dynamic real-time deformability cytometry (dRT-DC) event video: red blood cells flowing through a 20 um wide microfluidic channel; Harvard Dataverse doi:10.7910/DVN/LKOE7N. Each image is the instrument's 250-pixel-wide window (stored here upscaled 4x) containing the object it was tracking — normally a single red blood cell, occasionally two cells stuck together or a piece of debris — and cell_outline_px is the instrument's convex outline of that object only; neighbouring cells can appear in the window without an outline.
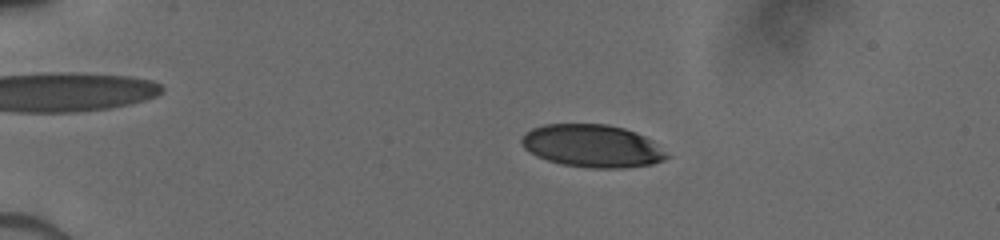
{"species": "human", "species_latin": "Homo sapiens", "temperature_condition": "cold", "stored_images_in_passage": 58, "camera_frame_rate_fps": 3000, "um_per_image_px": 0.085, "donor": {"sex": "male"}, "frame": {"image": 1, "passage_image": 18, "time_ms": 4.0, "image_size_px": [1000, 240], "cell_outline_px": [[672, 156], [664, 160], [652, 164], [624, 168], [588, 168], [560, 164], [536, 156], [524, 148], [520, 144], [520, 140], [524, 132], [532, 128], [544, 124], [608, 124], [624, 128], [636, 132], [652, 140]], "centroid_in_image_um": [50.34, 12.41], "position_along_channel_um": 34.7, "area_um2": 36.53}}
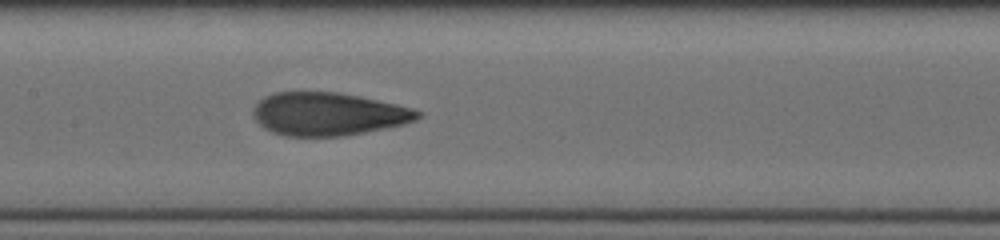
{"frame": {"image": 2, "passage_image": 41, "time_ms": 9.333, "image_size_px": [1000, 240], "cell_outline_px": [[420, 116], [416, 120], [404, 124], [344, 136], [284, 136], [272, 132], [264, 128], [252, 116], [252, 112], [256, 104], [264, 96], [276, 92], [336, 92], [360, 96], [396, 104], [412, 108], [420, 112]], "centroid_in_image_um": [27.87, 9.69], "position_along_channel_um": 179.5, "area_um2": 41.15}}
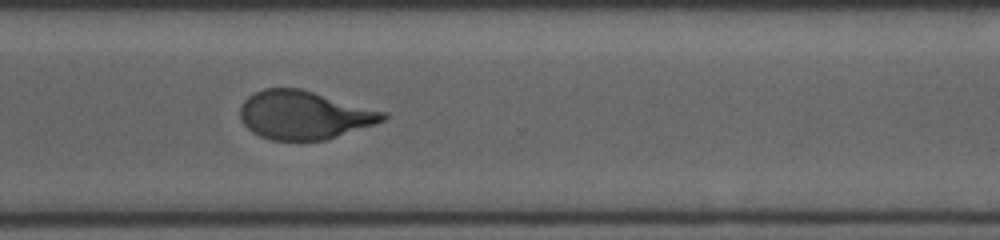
{"frame": {"image": 3, "passage_image": 57, "time_ms": 13.333, "image_size_px": [1000, 240], "cell_outline_px": [[388, 116], [384, 120], [328, 140], [272, 140], [260, 136], [252, 132], [244, 124], [240, 116], [240, 108], [244, 100], [248, 96], [264, 88], [300, 88], [388, 112]], "centroid_in_image_um": [25.85, 9.77], "position_along_channel_um": 344.7, "area_um2": 40.29}}